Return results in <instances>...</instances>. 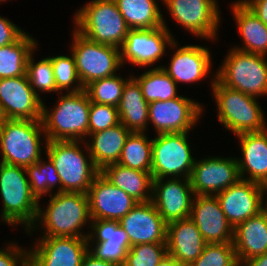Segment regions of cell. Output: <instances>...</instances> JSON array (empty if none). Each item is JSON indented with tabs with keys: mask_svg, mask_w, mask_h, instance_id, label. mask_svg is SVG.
Returning a JSON list of instances; mask_svg holds the SVG:
<instances>
[{
	"mask_svg": "<svg viewBox=\"0 0 267 266\" xmlns=\"http://www.w3.org/2000/svg\"><path fill=\"white\" fill-rule=\"evenodd\" d=\"M90 105L91 101L84 90L62 94L51 112L42 102L41 121L45 141L82 142L89 135Z\"/></svg>",
	"mask_w": 267,
	"mask_h": 266,
	"instance_id": "1",
	"label": "cell"
},
{
	"mask_svg": "<svg viewBox=\"0 0 267 266\" xmlns=\"http://www.w3.org/2000/svg\"><path fill=\"white\" fill-rule=\"evenodd\" d=\"M50 194L48 206L44 211L39 206L36 223L44 226L42 237H80L81 229L90 221L89 200L86 193L57 192ZM89 219V220H88Z\"/></svg>",
	"mask_w": 267,
	"mask_h": 266,
	"instance_id": "2",
	"label": "cell"
},
{
	"mask_svg": "<svg viewBox=\"0 0 267 266\" xmlns=\"http://www.w3.org/2000/svg\"><path fill=\"white\" fill-rule=\"evenodd\" d=\"M26 174V175H25ZM26 169L0 162V195L3 200L2 219L10 225L23 224L26 232L37 225L39 201L32 194Z\"/></svg>",
	"mask_w": 267,
	"mask_h": 266,
	"instance_id": "3",
	"label": "cell"
},
{
	"mask_svg": "<svg viewBox=\"0 0 267 266\" xmlns=\"http://www.w3.org/2000/svg\"><path fill=\"white\" fill-rule=\"evenodd\" d=\"M75 15V30L96 43L120 49L130 30L114 0H92Z\"/></svg>",
	"mask_w": 267,
	"mask_h": 266,
	"instance_id": "4",
	"label": "cell"
},
{
	"mask_svg": "<svg viewBox=\"0 0 267 266\" xmlns=\"http://www.w3.org/2000/svg\"><path fill=\"white\" fill-rule=\"evenodd\" d=\"M81 141H45L46 157L53 162L61 181V192L86 193L100 171L80 149ZM89 159V160H87Z\"/></svg>",
	"mask_w": 267,
	"mask_h": 266,
	"instance_id": "5",
	"label": "cell"
},
{
	"mask_svg": "<svg viewBox=\"0 0 267 266\" xmlns=\"http://www.w3.org/2000/svg\"><path fill=\"white\" fill-rule=\"evenodd\" d=\"M218 108L219 122L235 135L247 132H260L266 122L256 98L222 85L216 77L211 84Z\"/></svg>",
	"mask_w": 267,
	"mask_h": 266,
	"instance_id": "6",
	"label": "cell"
},
{
	"mask_svg": "<svg viewBox=\"0 0 267 266\" xmlns=\"http://www.w3.org/2000/svg\"><path fill=\"white\" fill-rule=\"evenodd\" d=\"M41 120L4 119L0 127L1 163L26 168L41 159Z\"/></svg>",
	"mask_w": 267,
	"mask_h": 266,
	"instance_id": "7",
	"label": "cell"
},
{
	"mask_svg": "<svg viewBox=\"0 0 267 266\" xmlns=\"http://www.w3.org/2000/svg\"><path fill=\"white\" fill-rule=\"evenodd\" d=\"M265 57L232 48L215 77L222 85L255 98L267 95Z\"/></svg>",
	"mask_w": 267,
	"mask_h": 266,
	"instance_id": "8",
	"label": "cell"
},
{
	"mask_svg": "<svg viewBox=\"0 0 267 266\" xmlns=\"http://www.w3.org/2000/svg\"><path fill=\"white\" fill-rule=\"evenodd\" d=\"M71 52L74 55L78 77L85 87L90 82L113 76L122 66L120 49L93 42L76 30Z\"/></svg>",
	"mask_w": 267,
	"mask_h": 266,
	"instance_id": "9",
	"label": "cell"
},
{
	"mask_svg": "<svg viewBox=\"0 0 267 266\" xmlns=\"http://www.w3.org/2000/svg\"><path fill=\"white\" fill-rule=\"evenodd\" d=\"M188 132L158 134L152 139L153 179L189 178L195 163L191 156Z\"/></svg>",
	"mask_w": 267,
	"mask_h": 266,
	"instance_id": "10",
	"label": "cell"
},
{
	"mask_svg": "<svg viewBox=\"0 0 267 266\" xmlns=\"http://www.w3.org/2000/svg\"><path fill=\"white\" fill-rule=\"evenodd\" d=\"M166 24L160 28L130 29L120 48L121 63L128 61L136 66H150L165 54L166 46L176 47Z\"/></svg>",
	"mask_w": 267,
	"mask_h": 266,
	"instance_id": "11",
	"label": "cell"
},
{
	"mask_svg": "<svg viewBox=\"0 0 267 266\" xmlns=\"http://www.w3.org/2000/svg\"><path fill=\"white\" fill-rule=\"evenodd\" d=\"M177 23L193 35L216 39L220 14L216 0H161Z\"/></svg>",
	"mask_w": 267,
	"mask_h": 266,
	"instance_id": "12",
	"label": "cell"
},
{
	"mask_svg": "<svg viewBox=\"0 0 267 266\" xmlns=\"http://www.w3.org/2000/svg\"><path fill=\"white\" fill-rule=\"evenodd\" d=\"M203 107L199 102L178 96L166 101L149 103V120L157 135L164 133L189 132L201 117Z\"/></svg>",
	"mask_w": 267,
	"mask_h": 266,
	"instance_id": "13",
	"label": "cell"
},
{
	"mask_svg": "<svg viewBox=\"0 0 267 266\" xmlns=\"http://www.w3.org/2000/svg\"><path fill=\"white\" fill-rule=\"evenodd\" d=\"M42 102L26 75L0 79V110L4 119L41 120Z\"/></svg>",
	"mask_w": 267,
	"mask_h": 266,
	"instance_id": "14",
	"label": "cell"
},
{
	"mask_svg": "<svg viewBox=\"0 0 267 266\" xmlns=\"http://www.w3.org/2000/svg\"><path fill=\"white\" fill-rule=\"evenodd\" d=\"M189 179L195 195H216L241 177L235 157H209L195 160Z\"/></svg>",
	"mask_w": 267,
	"mask_h": 266,
	"instance_id": "15",
	"label": "cell"
},
{
	"mask_svg": "<svg viewBox=\"0 0 267 266\" xmlns=\"http://www.w3.org/2000/svg\"><path fill=\"white\" fill-rule=\"evenodd\" d=\"M38 241L34 250L29 249L32 266H80L91 246L88 238L80 237H41Z\"/></svg>",
	"mask_w": 267,
	"mask_h": 266,
	"instance_id": "16",
	"label": "cell"
},
{
	"mask_svg": "<svg viewBox=\"0 0 267 266\" xmlns=\"http://www.w3.org/2000/svg\"><path fill=\"white\" fill-rule=\"evenodd\" d=\"M180 179H153L152 203L167 224L190 217L195 194L190 179Z\"/></svg>",
	"mask_w": 267,
	"mask_h": 266,
	"instance_id": "17",
	"label": "cell"
},
{
	"mask_svg": "<svg viewBox=\"0 0 267 266\" xmlns=\"http://www.w3.org/2000/svg\"><path fill=\"white\" fill-rule=\"evenodd\" d=\"M91 220L119 221L139 202L110 183L101 173L87 192Z\"/></svg>",
	"mask_w": 267,
	"mask_h": 266,
	"instance_id": "18",
	"label": "cell"
},
{
	"mask_svg": "<svg viewBox=\"0 0 267 266\" xmlns=\"http://www.w3.org/2000/svg\"><path fill=\"white\" fill-rule=\"evenodd\" d=\"M222 211L233 229L262 211L264 201L261 184L240 179L216 194Z\"/></svg>",
	"mask_w": 267,
	"mask_h": 266,
	"instance_id": "19",
	"label": "cell"
},
{
	"mask_svg": "<svg viewBox=\"0 0 267 266\" xmlns=\"http://www.w3.org/2000/svg\"><path fill=\"white\" fill-rule=\"evenodd\" d=\"M119 224L126 232L130 246L167 242V223L152 201L136 204Z\"/></svg>",
	"mask_w": 267,
	"mask_h": 266,
	"instance_id": "20",
	"label": "cell"
},
{
	"mask_svg": "<svg viewBox=\"0 0 267 266\" xmlns=\"http://www.w3.org/2000/svg\"><path fill=\"white\" fill-rule=\"evenodd\" d=\"M189 218L206 243H233V227L228 223L216 195H195Z\"/></svg>",
	"mask_w": 267,
	"mask_h": 266,
	"instance_id": "21",
	"label": "cell"
},
{
	"mask_svg": "<svg viewBox=\"0 0 267 266\" xmlns=\"http://www.w3.org/2000/svg\"><path fill=\"white\" fill-rule=\"evenodd\" d=\"M91 222L92 233H88V241H94L95 247H89V252L99 260L122 266L131 246L119 221L97 219Z\"/></svg>",
	"mask_w": 267,
	"mask_h": 266,
	"instance_id": "22",
	"label": "cell"
},
{
	"mask_svg": "<svg viewBox=\"0 0 267 266\" xmlns=\"http://www.w3.org/2000/svg\"><path fill=\"white\" fill-rule=\"evenodd\" d=\"M211 66L209 49L199 45H187L176 49L169 67H161L176 83H195L210 74Z\"/></svg>",
	"mask_w": 267,
	"mask_h": 266,
	"instance_id": "23",
	"label": "cell"
},
{
	"mask_svg": "<svg viewBox=\"0 0 267 266\" xmlns=\"http://www.w3.org/2000/svg\"><path fill=\"white\" fill-rule=\"evenodd\" d=\"M167 254L187 266L199 258L207 244L190 218L167 224Z\"/></svg>",
	"mask_w": 267,
	"mask_h": 266,
	"instance_id": "24",
	"label": "cell"
},
{
	"mask_svg": "<svg viewBox=\"0 0 267 266\" xmlns=\"http://www.w3.org/2000/svg\"><path fill=\"white\" fill-rule=\"evenodd\" d=\"M243 157L237 164L241 179L263 184L267 182V129L236 135ZM248 173L250 177L244 178Z\"/></svg>",
	"mask_w": 267,
	"mask_h": 266,
	"instance_id": "25",
	"label": "cell"
},
{
	"mask_svg": "<svg viewBox=\"0 0 267 266\" xmlns=\"http://www.w3.org/2000/svg\"><path fill=\"white\" fill-rule=\"evenodd\" d=\"M233 245L238 261L267 253V215L261 211L233 229Z\"/></svg>",
	"mask_w": 267,
	"mask_h": 266,
	"instance_id": "26",
	"label": "cell"
},
{
	"mask_svg": "<svg viewBox=\"0 0 267 266\" xmlns=\"http://www.w3.org/2000/svg\"><path fill=\"white\" fill-rule=\"evenodd\" d=\"M130 131L120 122L104 131L92 133L91 143H86L87 153L91 156L96 168L101 171L106 166L119 161L122 148Z\"/></svg>",
	"mask_w": 267,
	"mask_h": 266,
	"instance_id": "27",
	"label": "cell"
},
{
	"mask_svg": "<svg viewBox=\"0 0 267 266\" xmlns=\"http://www.w3.org/2000/svg\"><path fill=\"white\" fill-rule=\"evenodd\" d=\"M100 173L110 183L138 202L152 201L153 177L151 171L134 170L116 163L106 166Z\"/></svg>",
	"mask_w": 267,
	"mask_h": 266,
	"instance_id": "28",
	"label": "cell"
},
{
	"mask_svg": "<svg viewBox=\"0 0 267 266\" xmlns=\"http://www.w3.org/2000/svg\"><path fill=\"white\" fill-rule=\"evenodd\" d=\"M117 108L120 122L130 132L146 131L149 120V104L144 99L140 84L134 77H129L126 81Z\"/></svg>",
	"mask_w": 267,
	"mask_h": 266,
	"instance_id": "29",
	"label": "cell"
},
{
	"mask_svg": "<svg viewBox=\"0 0 267 266\" xmlns=\"http://www.w3.org/2000/svg\"><path fill=\"white\" fill-rule=\"evenodd\" d=\"M235 2L231 10L233 16H235L243 46L234 48L256 55L267 56V25L254 15L241 0Z\"/></svg>",
	"mask_w": 267,
	"mask_h": 266,
	"instance_id": "30",
	"label": "cell"
},
{
	"mask_svg": "<svg viewBox=\"0 0 267 266\" xmlns=\"http://www.w3.org/2000/svg\"><path fill=\"white\" fill-rule=\"evenodd\" d=\"M129 29L160 28L165 25L156 0H114Z\"/></svg>",
	"mask_w": 267,
	"mask_h": 266,
	"instance_id": "31",
	"label": "cell"
},
{
	"mask_svg": "<svg viewBox=\"0 0 267 266\" xmlns=\"http://www.w3.org/2000/svg\"><path fill=\"white\" fill-rule=\"evenodd\" d=\"M37 43L27 33H23L15 42L0 47V79L26 75L29 56Z\"/></svg>",
	"mask_w": 267,
	"mask_h": 266,
	"instance_id": "32",
	"label": "cell"
},
{
	"mask_svg": "<svg viewBox=\"0 0 267 266\" xmlns=\"http://www.w3.org/2000/svg\"><path fill=\"white\" fill-rule=\"evenodd\" d=\"M118 164L139 171H151L152 139L145 132H130L119 157Z\"/></svg>",
	"mask_w": 267,
	"mask_h": 266,
	"instance_id": "33",
	"label": "cell"
},
{
	"mask_svg": "<svg viewBox=\"0 0 267 266\" xmlns=\"http://www.w3.org/2000/svg\"><path fill=\"white\" fill-rule=\"evenodd\" d=\"M140 84L144 99L149 103L178 97L177 83L161 66L145 71L140 77L132 75Z\"/></svg>",
	"mask_w": 267,
	"mask_h": 266,
	"instance_id": "34",
	"label": "cell"
},
{
	"mask_svg": "<svg viewBox=\"0 0 267 266\" xmlns=\"http://www.w3.org/2000/svg\"><path fill=\"white\" fill-rule=\"evenodd\" d=\"M48 162L41 158L35 164L27 166L26 172L32 194L41 199L44 194H50L51 189L59 184L57 192H61V181L57 170L49 157ZM47 162V163H46Z\"/></svg>",
	"mask_w": 267,
	"mask_h": 266,
	"instance_id": "35",
	"label": "cell"
},
{
	"mask_svg": "<svg viewBox=\"0 0 267 266\" xmlns=\"http://www.w3.org/2000/svg\"><path fill=\"white\" fill-rule=\"evenodd\" d=\"M127 80L115 74L90 82L84 87V91L91 102L118 107Z\"/></svg>",
	"mask_w": 267,
	"mask_h": 266,
	"instance_id": "36",
	"label": "cell"
},
{
	"mask_svg": "<svg viewBox=\"0 0 267 266\" xmlns=\"http://www.w3.org/2000/svg\"><path fill=\"white\" fill-rule=\"evenodd\" d=\"M70 56L59 55L49 57L53 66L55 83L58 91L65 89L68 92H79L84 90V87L77 74L74 55L71 53ZM73 84L75 87L72 86ZM70 87H72V90H70Z\"/></svg>",
	"mask_w": 267,
	"mask_h": 266,
	"instance_id": "37",
	"label": "cell"
},
{
	"mask_svg": "<svg viewBox=\"0 0 267 266\" xmlns=\"http://www.w3.org/2000/svg\"><path fill=\"white\" fill-rule=\"evenodd\" d=\"M33 54L29 56L26 67V76L31 87L38 96L37 90L41 92H58L51 59L47 57L34 63Z\"/></svg>",
	"mask_w": 267,
	"mask_h": 266,
	"instance_id": "38",
	"label": "cell"
},
{
	"mask_svg": "<svg viewBox=\"0 0 267 266\" xmlns=\"http://www.w3.org/2000/svg\"><path fill=\"white\" fill-rule=\"evenodd\" d=\"M233 243H207L199 258L187 266H237Z\"/></svg>",
	"mask_w": 267,
	"mask_h": 266,
	"instance_id": "39",
	"label": "cell"
},
{
	"mask_svg": "<svg viewBox=\"0 0 267 266\" xmlns=\"http://www.w3.org/2000/svg\"><path fill=\"white\" fill-rule=\"evenodd\" d=\"M167 255V243L133 245L126 254L122 266H157Z\"/></svg>",
	"mask_w": 267,
	"mask_h": 266,
	"instance_id": "40",
	"label": "cell"
},
{
	"mask_svg": "<svg viewBox=\"0 0 267 266\" xmlns=\"http://www.w3.org/2000/svg\"><path fill=\"white\" fill-rule=\"evenodd\" d=\"M120 123L118 108L113 105L91 102L89 111V135Z\"/></svg>",
	"mask_w": 267,
	"mask_h": 266,
	"instance_id": "41",
	"label": "cell"
},
{
	"mask_svg": "<svg viewBox=\"0 0 267 266\" xmlns=\"http://www.w3.org/2000/svg\"><path fill=\"white\" fill-rule=\"evenodd\" d=\"M16 244L0 249V266H26L29 263V251L22 250Z\"/></svg>",
	"mask_w": 267,
	"mask_h": 266,
	"instance_id": "42",
	"label": "cell"
},
{
	"mask_svg": "<svg viewBox=\"0 0 267 266\" xmlns=\"http://www.w3.org/2000/svg\"><path fill=\"white\" fill-rule=\"evenodd\" d=\"M23 33L20 27L0 16V47L15 42Z\"/></svg>",
	"mask_w": 267,
	"mask_h": 266,
	"instance_id": "43",
	"label": "cell"
},
{
	"mask_svg": "<svg viewBox=\"0 0 267 266\" xmlns=\"http://www.w3.org/2000/svg\"><path fill=\"white\" fill-rule=\"evenodd\" d=\"M264 24L267 25V0H241Z\"/></svg>",
	"mask_w": 267,
	"mask_h": 266,
	"instance_id": "44",
	"label": "cell"
},
{
	"mask_svg": "<svg viewBox=\"0 0 267 266\" xmlns=\"http://www.w3.org/2000/svg\"><path fill=\"white\" fill-rule=\"evenodd\" d=\"M80 266H119V265L110 261L99 260L88 251V253L84 256Z\"/></svg>",
	"mask_w": 267,
	"mask_h": 266,
	"instance_id": "45",
	"label": "cell"
},
{
	"mask_svg": "<svg viewBox=\"0 0 267 266\" xmlns=\"http://www.w3.org/2000/svg\"><path fill=\"white\" fill-rule=\"evenodd\" d=\"M239 266H267V253L243 260L238 261Z\"/></svg>",
	"mask_w": 267,
	"mask_h": 266,
	"instance_id": "46",
	"label": "cell"
},
{
	"mask_svg": "<svg viewBox=\"0 0 267 266\" xmlns=\"http://www.w3.org/2000/svg\"><path fill=\"white\" fill-rule=\"evenodd\" d=\"M157 266H183L180 264L174 257L167 254L158 264Z\"/></svg>",
	"mask_w": 267,
	"mask_h": 266,
	"instance_id": "47",
	"label": "cell"
},
{
	"mask_svg": "<svg viewBox=\"0 0 267 266\" xmlns=\"http://www.w3.org/2000/svg\"><path fill=\"white\" fill-rule=\"evenodd\" d=\"M261 188H262V194L265 195V191L267 192V182L261 184ZM262 211L267 215V201H266V206L264 203H262Z\"/></svg>",
	"mask_w": 267,
	"mask_h": 266,
	"instance_id": "48",
	"label": "cell"
},
{
	"mask_svg": "<svg viewBox=\"0 0 267 266\" xmlns=\"http://www.w3.org/2000/svg\"><path fill=\"white\" fill-rule=\"evenodd\" d=\"M3 120H4V117H3L1 110H0V127L2 125Z\"/></svg>",
	"mask_w": 267,
	"mask_h": 266,
	"instance_id": "49",
	"label": "cell"
}]
</instances>
